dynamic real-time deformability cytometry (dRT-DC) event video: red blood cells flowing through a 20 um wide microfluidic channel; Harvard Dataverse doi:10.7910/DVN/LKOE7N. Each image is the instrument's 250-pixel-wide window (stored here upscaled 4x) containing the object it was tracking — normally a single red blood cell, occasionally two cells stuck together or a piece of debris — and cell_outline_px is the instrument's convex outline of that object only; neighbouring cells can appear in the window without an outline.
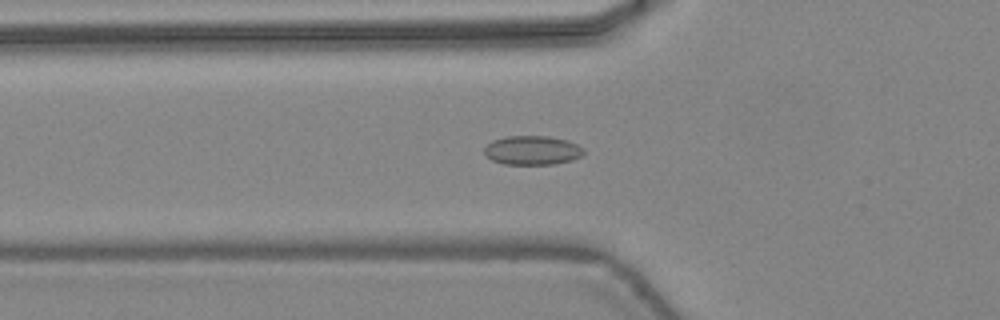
{"species": "common noctule bat (a hibernating species)", "species_latin": "Nyctalus noctula", "temperature_condition": "warm", "stored_images_in_passage": 48, "camera_frame_rate_fps": 3000, "um_per_image_px": 0.085, "animal": {"sex": "female", "body_mass_g": 24.6, "forearm_length_mm": 56.2}, "frame": {"image": 1, "passage_image": 18, "time_ms": 5.667, "image_size_px": [1000, 320], "cell_outline_px": [[584, 152], [580, 156], [572, 160], [552, 164], [504, 164], [492, 160], [484, 152], [484, 148], [492, 140], [508, 136], [548, 136], [568, 140], [584, 148]], "centroid_in_image_um": [45.25, 12.77], "position_along_channel_um": 80.5, "area_um2": 16.76}}
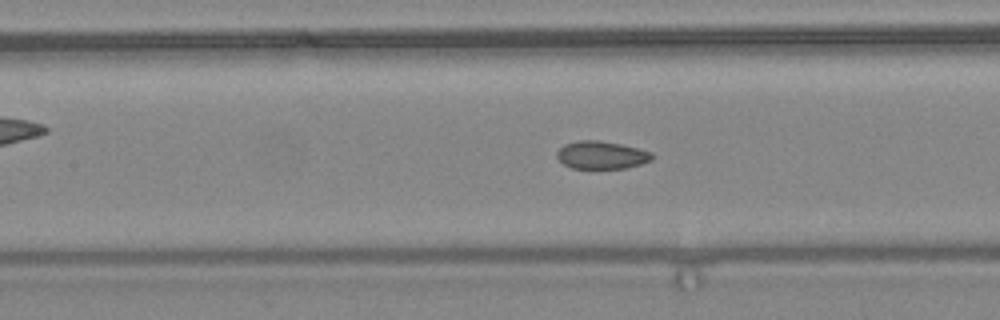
{"frame": {"image": 2, "passage_image": 23, "time_ms": 7.333, "image_size_px": [1000, 320], "cell_outline_px": [[652, 160], [628, 168], [572, 168], [564, 164], [556, 156], [556, 152], [564, 144], [580, 140], [600, 140], [620, 144], [652, 152]], "centroid_in_image_um": [51.11, 13.17], "position_along_channel_um": 156.3, "area_um2": 15.32}}
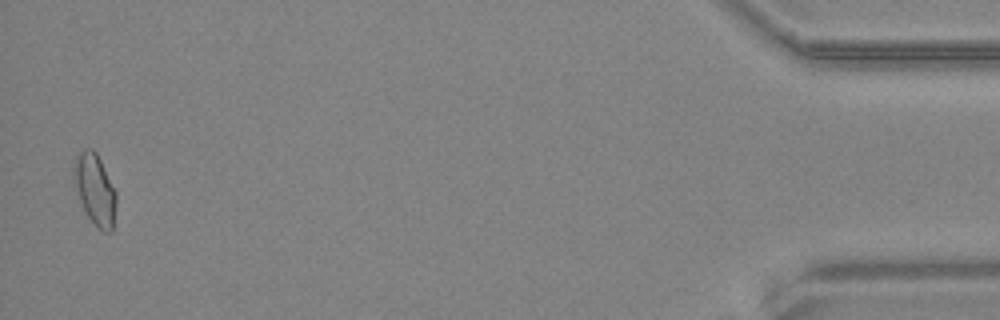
{"frame": {"image": 3, "passage_image": 47, "time_ms": 15.333, "image_size_px": [1000, 320], "cell_outline_px": [[116, 204], [112, 232], [104, 232], [88, 216], [72, 184], [72, 168], [76, 156], [84, 148], [92, 148], [96, 152], [116, 192]], "centroid_in_image_um": [8.04, 16.06], "position_along_channel_um": 427.2, "area_um2": 17.51}, "authors_computed_cell_mechanics": {"area_um2": 16.2418, "velocity_mm_per_s": 4.4793, "shape_relaxation_time_tau1_ms": null, "shape_relaxation_time_tau2_ms": 1.739, "deformation_change_tau1": null, "deformation_change_tau2": 0.0599}}